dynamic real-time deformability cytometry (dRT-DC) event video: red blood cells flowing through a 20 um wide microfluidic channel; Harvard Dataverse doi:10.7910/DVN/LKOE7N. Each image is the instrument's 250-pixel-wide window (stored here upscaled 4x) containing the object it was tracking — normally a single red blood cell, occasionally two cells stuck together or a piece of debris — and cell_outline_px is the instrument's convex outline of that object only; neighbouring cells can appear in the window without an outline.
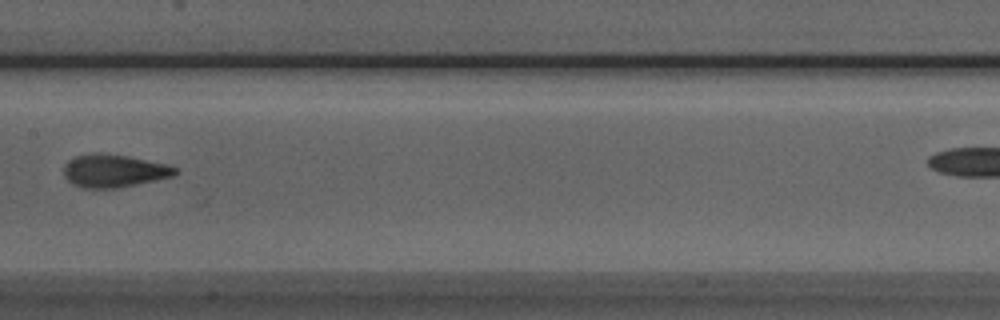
{"species": "Egyptian fruit bat (a non-hibernating species)", "species_latin": "Rousettus aegyptiacus", "temperature_condition": "room temperature", "stored_images_in_passage": 9, "segment_of_instrument_passage": [1, 2], "camera_frame_rate_fps": 3000, "um_per_image_px": 0.085, "animal": {"sex": "male"}, "frame": {"image": 1, "passage_image": 8, "time_ms": 8.333, "image_size_px": [1000, 320], "cell_outline_px": [[180, 172], [176, 176], [116, 188], [84, 188], [72, 184], [64, 176], [64, 164], [68, 160], [76, 156], [92, 152], [100, 152], [128, 156], [168, 164], [176, 168]], "centroid_in_image_um": [9.7, 14.51], "position_along_channel_um": 197.7, "area_um2": 21.62}}